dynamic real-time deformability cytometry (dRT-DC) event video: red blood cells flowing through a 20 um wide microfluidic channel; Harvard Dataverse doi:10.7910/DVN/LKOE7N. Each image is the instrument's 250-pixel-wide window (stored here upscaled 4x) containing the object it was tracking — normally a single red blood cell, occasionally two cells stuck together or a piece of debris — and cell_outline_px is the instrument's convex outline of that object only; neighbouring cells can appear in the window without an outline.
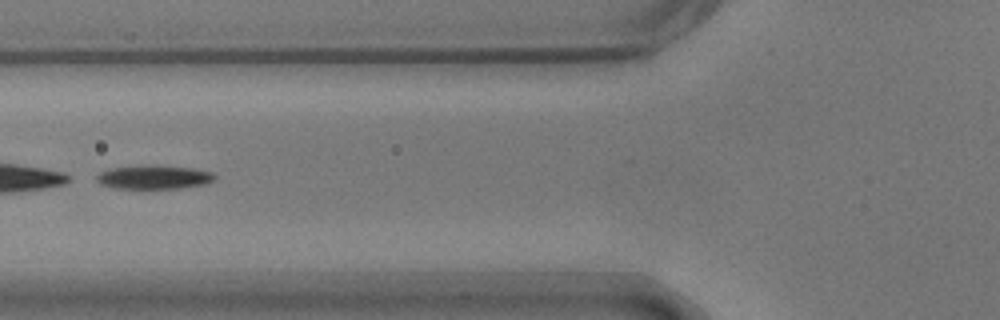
{"species": "common noctule bat (a hibernating species)", "species_latin": "Nyctalus noctula", "temperature_condition": "warm", "stored_images_in_passage": 40, "segment_of_instrument_passage": [2, 2], "camera_frame_rate_fps": 3000, "um_per_image_px": 0.085, "animal": {"sex": "male", "body_mass_g": 17.9}, "frame": {"image": 1, "passage_image": 14, "time_ms": 4.333, "image_size_px": [1000, 320], "cell_outline_px": [[216, 176], [212, 180], [204, 184], [176, 188], [116, 188], [100, 184], [96, 180], [96, 176], [100, 172], [108, 168], [136, 164], [156, 164], [192, 168], [212, 172]], "centroid_in_image_um": [13.01, 15.02], "position_along_channel_um": 112.8, "area_um2": 16.65}}
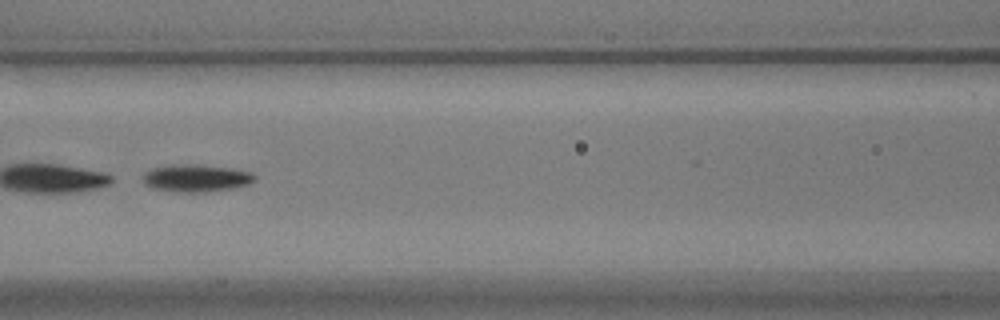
{"frame": {"image": 2, "passage_image": 17, "time_ms": 5.333, "image_size_px": [1000, 320], "cell_outline_px": [[256, 180], [248, 184], [232, 188], [204, 192], [180, 192], [152, 188], [144, 184], [140, 176], [144, 172], [152, 168], [172, 164], [196, 164], [232, 168], [252, 172], [256, 176]], "centroid_in_image_um": [16.64, 15.13], "position_along_channel_um": 150.0, "area_um2": 18.09}}